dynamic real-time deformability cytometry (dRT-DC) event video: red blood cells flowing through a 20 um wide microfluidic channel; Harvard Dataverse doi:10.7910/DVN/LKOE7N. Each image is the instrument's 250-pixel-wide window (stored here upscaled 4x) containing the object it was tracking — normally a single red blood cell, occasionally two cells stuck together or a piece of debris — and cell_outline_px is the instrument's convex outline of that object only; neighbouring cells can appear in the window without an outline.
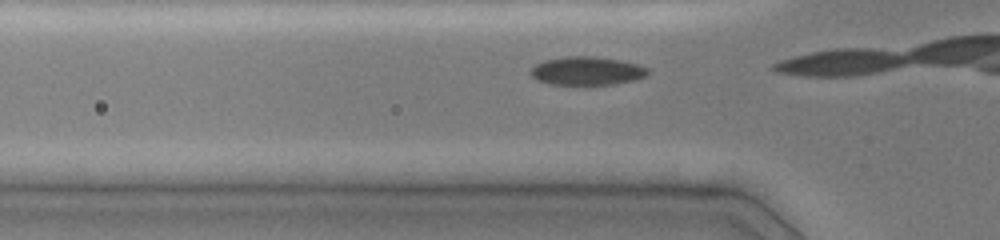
{"species": "common noctule bat (a hibernating species)", "species_latin": "Nyctalus noctula", "temperature_condition": "cold", "stored_images_in_passage": 3, "camera_frame_rate_fps": 3000, "um_per_image_px": 0.085, "animal": {"sex": "female", "body_mass_g": 19.0, "forearm_length_mm": 51.5}, "frame": {"image": 1, "passage_image": 2, "time_ms": 0.333, "image_size_px": [1000, 240], "cell_outline_px": [[648, 72], [644, 76], [636, 80], [612, 84], [548, 84], [536, 80], [528, 72], [536, 64], [544, 60], [568, 56], [592, 56], [620, 60], [636, 64], [648, 68]], "centroid_in_image_um": [49.85, 6.02], "position_along_channel_um": 76.0, "area_um2": 19.31}}